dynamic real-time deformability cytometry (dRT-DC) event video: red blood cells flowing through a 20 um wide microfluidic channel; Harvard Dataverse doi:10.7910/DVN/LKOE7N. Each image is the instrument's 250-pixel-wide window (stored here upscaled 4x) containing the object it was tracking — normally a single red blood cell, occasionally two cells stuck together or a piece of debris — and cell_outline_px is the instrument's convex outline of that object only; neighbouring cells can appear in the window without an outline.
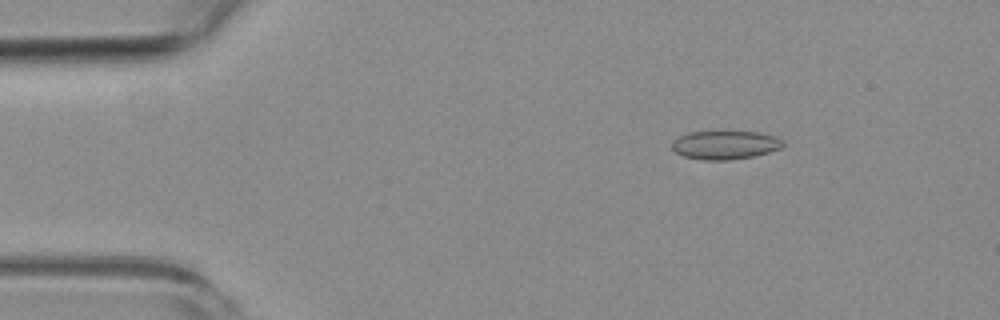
{"species": "common noctule bat (a hibernating species)", "species_latin": "Nyctalus noctula", "temperature_condition": "room temperature", "stored_images_in_passage": 5, "camera_frame_rate_fps": 3000, "um_per_image_px": 0.085, "animal": {"sex": "female", "body_mass_g": 19.3, "forearm_length_mm": 54.1}, "frame": {"image": 1, "passage_image": 3, "time_ms": 2.333, "image_size_px": [1000, 320], "cell_outline_px": [[784, 144], [780, 148], [768, 152], [752, 156], [728, 160], [704, 160], [684, 156], [676, 152], [672, 148], [672, 140], [688, 132], [760, 132], [784, 140]], "centroid_in_image_um": [61.61, 12.32], "position_along_channel_um": 23.4, "area_um2": 18.26}}